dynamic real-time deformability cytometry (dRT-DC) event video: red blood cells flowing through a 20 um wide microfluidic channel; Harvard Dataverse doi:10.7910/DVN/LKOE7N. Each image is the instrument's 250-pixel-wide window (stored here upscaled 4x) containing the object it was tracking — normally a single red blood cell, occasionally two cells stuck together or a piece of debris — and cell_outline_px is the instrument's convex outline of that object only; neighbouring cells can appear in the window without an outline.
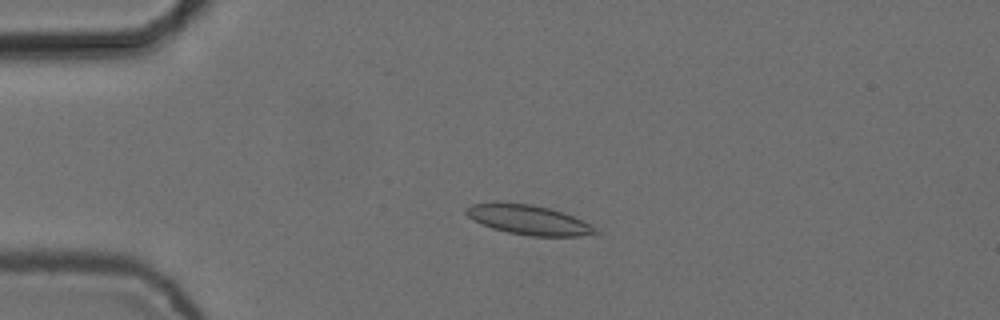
{"species": "common noctule bat (a hibernating species)", "species_latin": "Nyctalus noctula", "temperature_condition": "cold", "stored_images_in_passage": 4, "camera_frame_rate_fps": 3000, "um_per_image_px": 0.085, "animal": {"sex": "female", "body_mass_g": 24.6, "forearm_length_mm": 56.2}, "frame": {"image": 1, "passage_image": 3, "time_ms": 0.667, "image_size_px": [1000, 320], "cell_outline_px": [[600, 232], [580, 236], [532, 236], [508, 232], [492, 228], [480, 224], [472, 220], [464, 212], [464, 208], [472, 204], [496, 200], [528, 204], [548, 208], [572, 216], [596, 228]], "centroid_in_image_um": [44.81, 18.66], "position_along_channel_um": 40.2, "area_um2": 22.43}}